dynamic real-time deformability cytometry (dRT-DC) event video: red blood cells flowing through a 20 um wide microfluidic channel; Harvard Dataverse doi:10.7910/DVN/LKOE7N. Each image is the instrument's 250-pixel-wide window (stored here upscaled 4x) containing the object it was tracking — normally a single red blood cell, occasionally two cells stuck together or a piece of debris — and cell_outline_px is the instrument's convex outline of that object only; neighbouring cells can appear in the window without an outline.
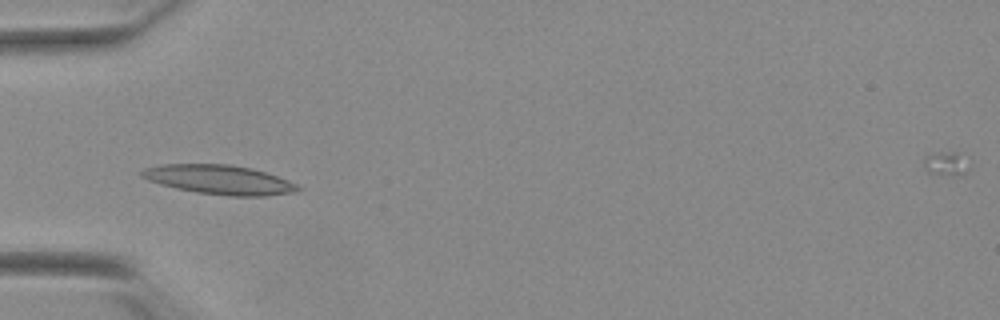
{"species": "Egyptian fruit bat (a non-hibernating species)", "species_latin": "Rousettus aegyptiacus", "temperature_condition": "warm", "stored_images_in_passage": 33, "camera_frame_rate_fps": 3000, "um_per_image_px": 0.085, "animal": {"sex": "female"}, "frame": {"image": 1, "passage_image": 4, "time_ms": 1.0, "image_size_px": [1000, 320], "cell_outline_px": [[300, 188], [296, 192], [264, 196], [228, 196], [196, 192], [176, 188], [148, 180], [140, 176], [140, 172], [144, 168], [160, 164], [228, 164], [252, 168], [288, 180], [296, 184]], "centroid_in_image_um": [18.62, 15.27], "position_along_channel_um": 66.4, "area_um2": 26.53}}
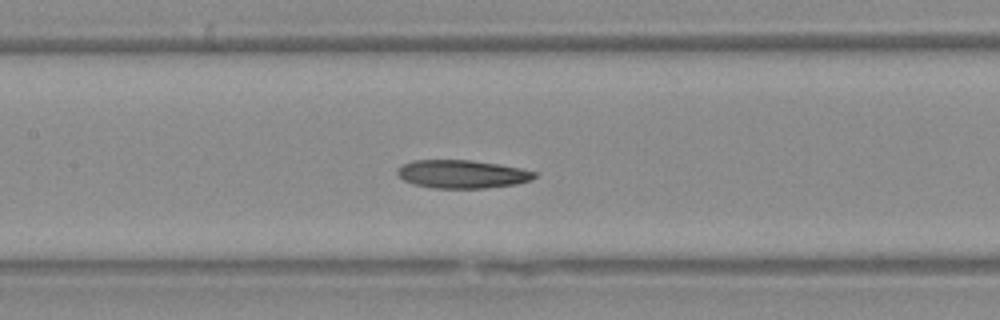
{"frame": {"image": 2, "passage_image": 12, "time_ms": 3.667, "image_size_px": [1000, 320], "cell_outline_px": [[536, 176], [532, 180], [516, 184], [484, 188], [432, 188], [416, 184], [404, 180], [396, 172], [404, 164], [412, 160], [472, 160], [520, 168], [536, 172]], "centroid_in_image_um": [39.3, 14.8], "position_along_channel_um": 168.1, "area_um2": 22.31}}
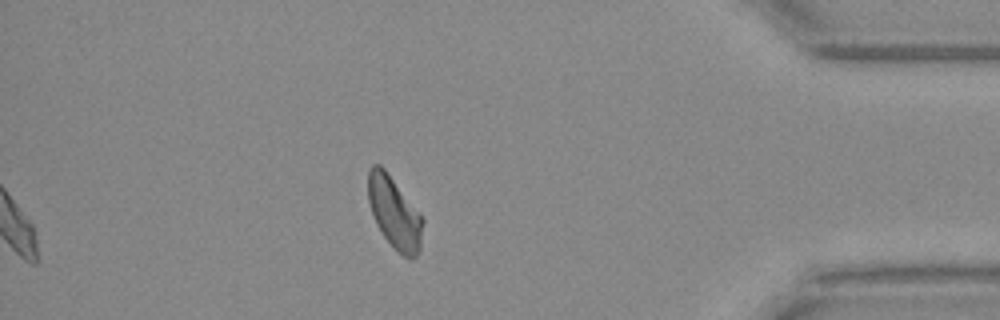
{"frame": {"image": 3, "passage_image": 33, "time_ms": 10.667, "image_size_px": [1000, 320], "cell_outline_px": [[424, 220], [420, 248], [416, 256], [412, 260], [408, 260], [384, 236], [376, 224], [368, 200], [368, 168], [372, 164], [380, 164], [384, 168]], "centroid_in_image_um": [33.51, 18.08], "position_along_channel_um": 401.7, "area_um2": 22.43}, "authors_computed_cell_mechanics": {"area_um2": 22.5998, "velocity_mm_per_s": 3.8613, "shape_relaxation_time_tau1_ms": null, "shape_relaxation_time_tau2_ms": 5.3426, "deformation_change_tau1": null, "deformation_change_tau2": 0.1421}}